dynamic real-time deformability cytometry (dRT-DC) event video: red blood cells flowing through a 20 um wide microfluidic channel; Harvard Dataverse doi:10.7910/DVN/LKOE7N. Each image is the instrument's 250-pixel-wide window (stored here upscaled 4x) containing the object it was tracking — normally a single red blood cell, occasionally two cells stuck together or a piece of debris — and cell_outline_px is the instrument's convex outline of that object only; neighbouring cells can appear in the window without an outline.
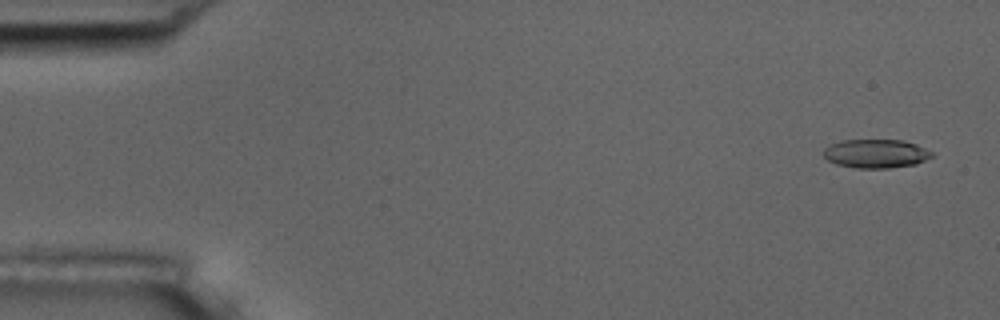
{"species": "common noctule bat (a hibernating species)", "species_latin": "Nyctalus noctula", "temperature_condition": "room temperature", "stored_images_in_passage": 5, "camera_frame_rate_fps": 3000, "um_per_image_px": 0.085, "animal": {"sex": "male", "body_mass_g": 17.5, "forearm_length_mm": 52.3}, "frame": {"image": 1, "passage_image": 1, "time_ms": 0.0, "image_size_px": [1000, 320], "cell_outline_px": [[932, 156], [916, 164], [888, 168], [856, 168], [836, 164], [828, 160], [824, 156], [824, 148], [840, 140], [904, 140], [916, 144], [932, 152]], "centroid_in_image_um": [74.44, 13.05], "position_along_channel_um": 10.6, "area_um2": 18.03}}
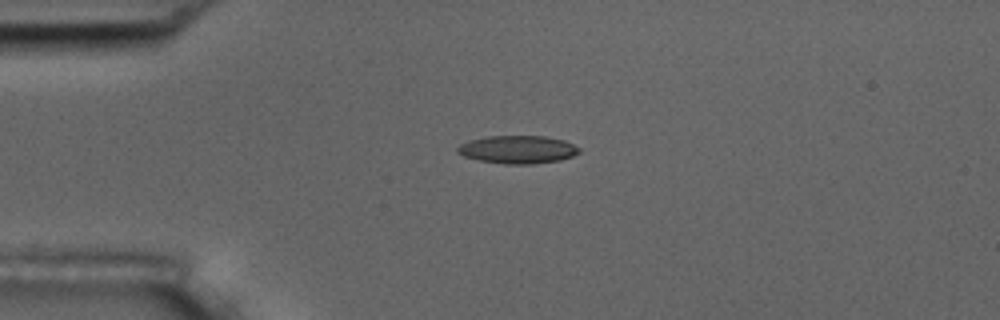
{"frame": {"image": 2, "passage_image": 4, "time_ms": 3.667, "image_size_px": [1000, 320], "cell_outline_px": [[580, 152], [572, 156], [560, 160], [532, 164], [504, 164], [476, 160], [464, 156], [456, 152], [456, 148], [460, 144], [468, 140], [488, 136], [544, 136], [564, 140], [580, 148]], "centroid_in_image_um": [43.97, 12.71], "position_along_channel_um": 41.0, "area_um2": 19.94}}